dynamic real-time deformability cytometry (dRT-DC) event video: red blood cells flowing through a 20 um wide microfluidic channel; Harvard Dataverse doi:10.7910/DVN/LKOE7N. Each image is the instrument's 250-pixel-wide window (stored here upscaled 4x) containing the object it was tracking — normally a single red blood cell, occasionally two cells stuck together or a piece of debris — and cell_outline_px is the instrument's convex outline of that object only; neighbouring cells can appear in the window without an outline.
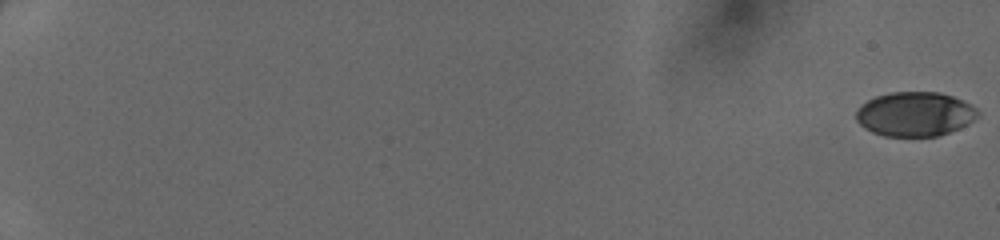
{"species": "human", "species_latin": "Homo sapiens", "temperature_condition": "cold", "stored_images_in_passage": 51, "camera_frame_rate_fps": 3000, "um_per_image_px": 0.085, "donor": {"sex": "female"}, "frame": {"image": 1, "passage_image": 1, "time_ms": 0.0, "image_size_px": [1000, 240], "cell_outline_px": [[980, 116], [968, 124], [960, 128], [936, 136], [884, 136], [872, 132], [864, 128], [856, 120], [856, 108], [860, 104], [876, 96], [892, 92], [940, 92], [952, 96], [976, 108], [980, 112]], "centroid_in_image_um": [77.75, 9.7], "position_along_channel_um": 7.2, "area_um2": 31.56}}
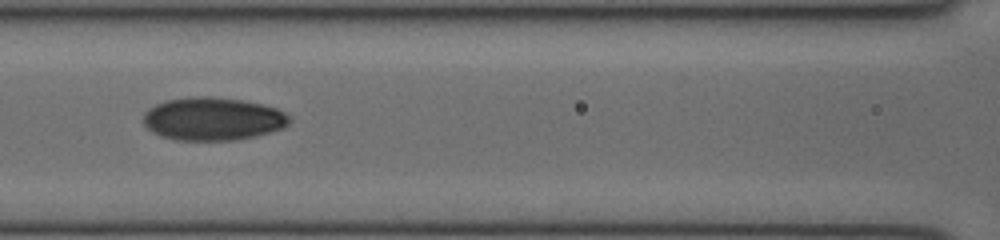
{"frame": {"image": 2, "passage_image": 27, "time_ms": 8.667, "image_size_px": [1000, 240], "cell_outline_px": [[292, 120], [284, 128], [256, 136], [232, 140], [176, 140], [160, 136], [152, 132], [144, 124], [144, 112], [148, 108], [164, 100], [188, 96], [212, 96], [244, 100], [264, 104], [276, 108], [292, 116]], "centroid_in_image_um": [18.11, 10.09], "position_along_channel_um": 148.5, "area_um2": 37.17}}
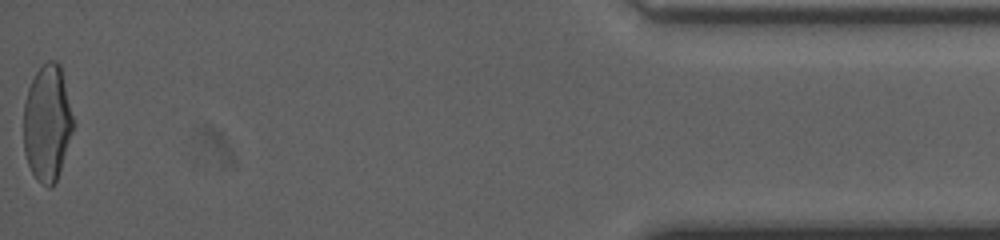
{"frame": {"image": 3, "passage_image": 51, "time_ms": 16.667, "image_size_px": [1000, 240], "cell_outline_px": [[76, 124], [56, 180], [52, 188], [48, 188], [40, 184], [36, 180], [28, 164], [24, 152], [24, 104], [28, 88], [36, 72], [48, 60], [56, 60], [60, 64]], "centroid_in_image_um": [4.04, 10.47], "position_along_channel_um": 431.2, "area_um2": 33.99}}